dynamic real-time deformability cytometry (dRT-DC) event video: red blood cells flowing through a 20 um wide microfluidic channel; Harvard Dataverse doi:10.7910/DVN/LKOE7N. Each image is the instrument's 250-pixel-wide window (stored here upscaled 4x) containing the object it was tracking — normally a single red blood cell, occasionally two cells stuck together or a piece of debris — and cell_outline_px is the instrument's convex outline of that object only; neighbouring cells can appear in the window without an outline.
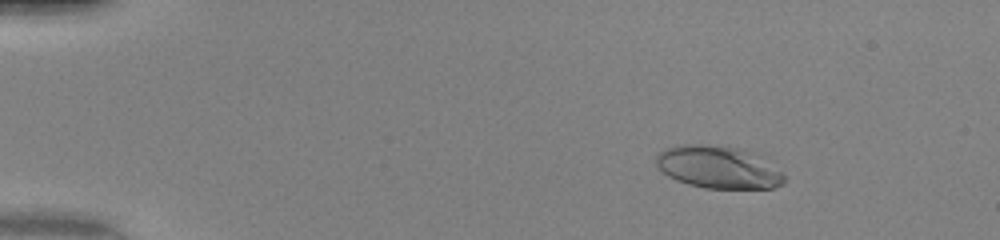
{"species": "human", "species_latin": "Homo sapiens", "temperature_condition": "warm", "stored_images_in_passage": 50, "camera_frame_rate_fps": 3000, "um_per_image_px": 0.085, "donor": {"sex": "female"}, "frame": {"image": 1, "passage_image": 8, "time_ms": 2.333, "image_size_px": [1000, 240], "cell_outline_px": [[784, 184], [772, 188], [704, 188], [688, 184], [676, 180], [668, 176], [656, 168], [656, 156], [664, 148], [676, 144], [728, 144], [744, 148], [756, 152], [780, 172], [784, 176]], "centroid_in_image_um": [61.02, 14.17], "position_along_channel_um": 24.0, "area_um2": 32.43}}
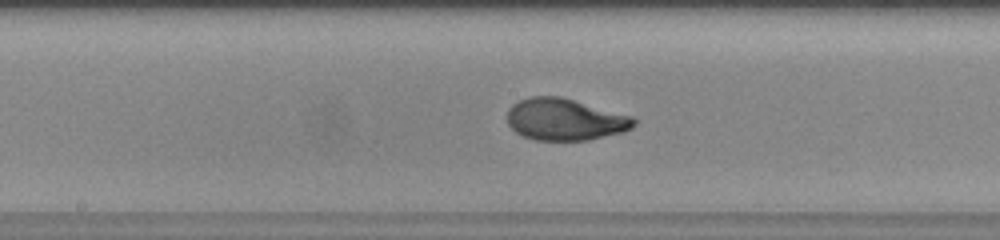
{"frame": {"image": 2, "passage_image": 28, "time_ms": 9.0, "image_size_px": [1000, 240], "cell_outline_px": [[636, 124], [632, 128], [624, 132], [588, 140], [536, 140], [524, 136], [516, 132], [508, 124], [508, 108], [512, 104], [520, 100], [532, 96], [560, 96], [632, 116], [636, 120]], "centroid_in_image_um": [48.03, 10.15], "position_along_channel_um": 200.2, "area_um2": 30.81}}
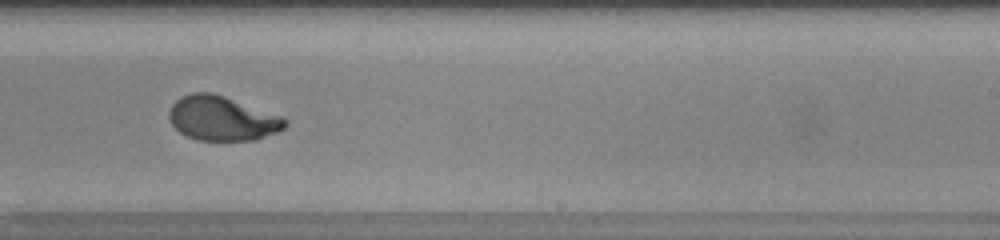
{"frame": {"image": 3, "passage_image": 33, "time_ms": 10.667, "image_size_px": [1000, 240], "cell_outline_px": [[288, 124], [284, 128], [276, 132], [256, 140], [196, 140], [180, 132], [172, 124], [168, 116], [168, 112], [172, 104], [180, 96], [192, 92], [212, 92], [224, 96], [280, 116], [288, 120]], "centroid_in_image_um": [18.85, 10.06], "position_along_channel_um": 270.1, "area_um2": 29.88}, "authors_computed_cell_mechanics": {"area_um2": 30.5184, "velocity_mm_per_s": 4.2078, "shape_relaxation_time_tau1_ms": 5.7177, "shape_relaxation_time_tau2_ms": null, "deformation_change_tau1": 0.2772, "deformation_change_tau2": null}}